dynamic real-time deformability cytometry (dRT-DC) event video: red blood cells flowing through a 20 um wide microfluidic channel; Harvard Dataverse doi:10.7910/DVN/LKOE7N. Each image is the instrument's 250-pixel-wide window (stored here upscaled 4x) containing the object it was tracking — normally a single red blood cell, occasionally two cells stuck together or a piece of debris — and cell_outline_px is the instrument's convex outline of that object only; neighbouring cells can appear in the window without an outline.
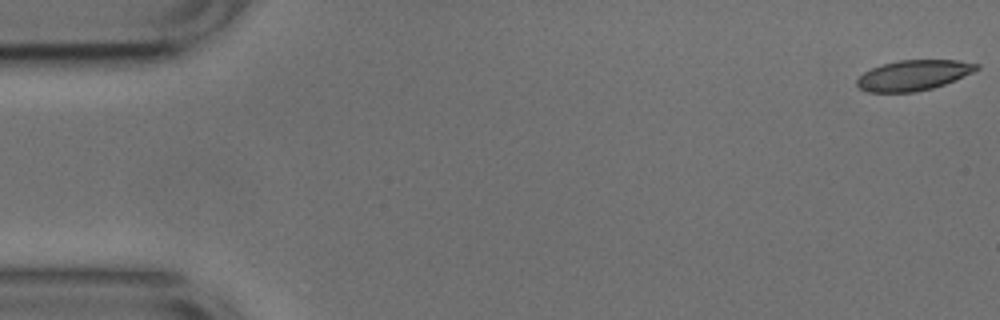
{"species": "common noctule bat (a hibernating species)", "species_latin": "Nyctalus noctula", "temperature_condition": "cold", "stored_images_in_passage": 10, "camera_frame_rate_fps": 3000, "um_per_image_px": 0.085, "animal": {"sex": "male", "body_mass_g": 17.9, "forearm_length_mm": 54.2}, "frame": {"image": 1, "passage_image": 1, "time_ms": 0.0, "image_size_px": [1000, 320], "cell_outline_px": [[980, 68], [956, 80], [932, 88], [916, 92], [868, 92], [860, 88], [856, 84], [856, 80], [864, 72], [872, 68], [884, 64], [900, 60], [960, 60], [980, 64]], "centroid_in_image_um": [77.67, 6.39], "position_along_channel_um": 7.3, "area_um2": 21.1}}